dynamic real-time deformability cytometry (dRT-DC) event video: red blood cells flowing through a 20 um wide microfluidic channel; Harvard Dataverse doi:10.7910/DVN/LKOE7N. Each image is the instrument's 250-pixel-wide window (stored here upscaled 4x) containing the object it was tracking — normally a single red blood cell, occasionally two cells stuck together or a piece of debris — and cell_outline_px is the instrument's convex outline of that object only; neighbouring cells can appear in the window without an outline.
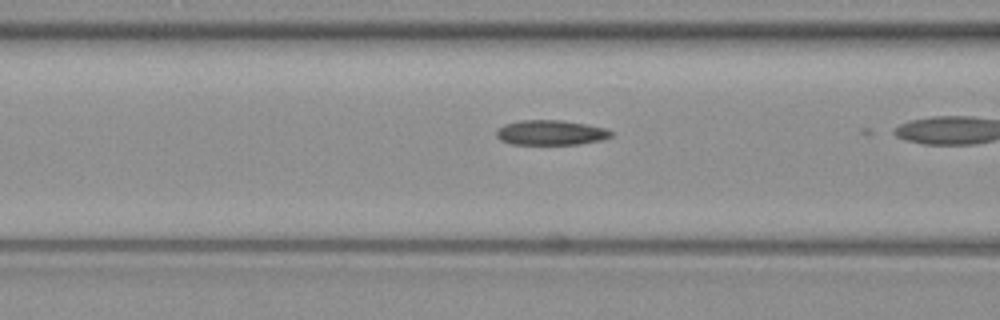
{"species": "common noctule bat (a hibernating species)", "species_latin": "Nyctalus noctula", "temperature_condition": "warm", "stored_images_in_passage": 18, "camera_frame_rate_fps": 3000, "um_per_image_px": 0.085, "animal": {"sex": "female", "body_mass_g": 19.3, "forearm_length_mm": 54.1}, "frame": {"image": 1, "passage_image": 8, "time_ms": 2.333, "image_size_px": [1000, 320], "cell_outline_px": [[612, 136], [600, 140], [576, 144], [512, 144], [500, 140], [496, 136], [496, 132], [504, 124], [520, 120], [560, 120], [584, 124], [604, 128], [612, 132]], "centroid_in_image_um": [46.77, 11.27], "position_along_channel_um": 119.8, "area_um2": 16.42}}
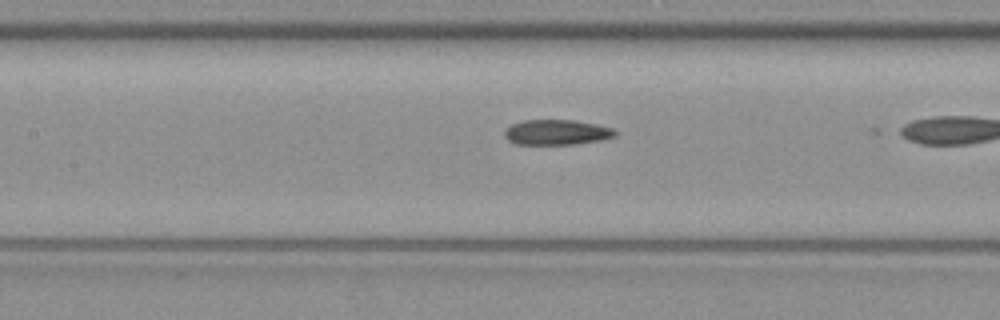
{"frame": {"image": 2, "passage_image": 11, "time_ms": 3.333, "image_size_px": [1000, 320], "cell_outline_px": [[616, 136], [600, 140], [572, 144], [516, 144], [508, 140], [504, 136], [504, 132], [512, 124], [524, 120], [572, 120], [596, 124], [612, 128], [616, 132]], "centroid_in_image_um": [47.31, 11.24], "position_along_channel_um": 160.1, "area_um2": 16.07}}